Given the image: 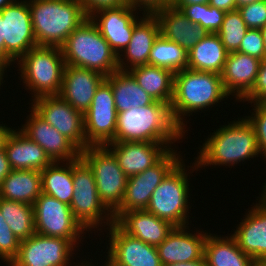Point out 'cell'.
I'll return each instance as SVG.
<instances>
[{
    "label": "cell",
    "mask_w": 266,
    "mask_h": 266,
    "mask_svg": "<svg viewBox=\"0 0 266 266\" xmlns=\"http://www.w3.org/2000/svg\"><path fill=\"white\" fill-rule=\"evenodd\" d=\"M237 119L238 121L233 120L228 122V125L220 126L210 134L211 136L208 135L203 146L199 148L195 163L187 166L192 167V172L202 167L205 169V166L209 165L235 166L241 161L243 163L245 160L259 157L260 151L253 126L246 117Z\"/></svg>",
    "instance_id": "cell-1"
},
{
    "label": "cell",
    "mask_w": 266,
    "mask_h": 266,
    "mask_svg": "<svg viewBox=\"0 0 266 266\" xmlns=\"http://www.w3.org/2000/svg\"><path fill=\"white\" fill-rule=\"evenodd\" d=\"M63 163L64 166L61 162H53L40 171L42 193L70 205L74 193L73 160Z\"/></svg>",
    "instance_id": "cell-33"
},
{
    "label": "cell",
    "mask_w": 266,
    "mask_h": 266,
    "mask_svg": "<svg viewBox=\"0 0 266 266\" xmlns=\"http://www.w3.org/2000/svg\"><path fill=\"white\" fill-rule=\"evenodd\" d=\"M105 262V264H103L102 266H115L110 260H108L107 258H106V260H104ZM85 261H82V263H81V265H80V263H77L78 265H74V266H95V265H93V264H91L90 262H88V261H86V263H84ZM84 263V264H83Z\"/></svg>",
    "instance_id": "cell-50"
},
{
    "label": "cell",
    "mask_w": 266,
    "mask_h": 266,
    "mask_svg": "<svg viewBox=\"0 0 266 266\" xmlns=\"http://www.w3.org/2000/svg\"><path fill=\"white\" fill-rule=\"evenodd\" d=\"M25 124L18 129L39 144L53 162H70L80 159L81 150L67 137L41 118L32 108Z\"/></svg>",
    "instance_id": "cell-18"
},
{
    "label": "cell",
    "mask_w": 266,
    "mask_h": 266,
    "mask_svg": "<svg viewBox=\"0 0 266 266\" xmlns=\"http://www.w3.org/2000/svg\"><path fill=\"white\" fill-rule=\"evenodd\" d=\"M138 10L141 11L130 4H125L119 7L101 8L89 15L117 56L123 54V50L131 40L135 24L142 18L136 16Z\"/></svg>",
    "instance_id": "cell-16"
},
{
    "label": "cell",
    "mask_w": 266,
    "mask_h": 266,
    "mask_svg": "<svg viewBox=\"0 0 266 266\" xmlns=\"http://www.w3.org/2000/svg\"><path fill=\"white\" fill-rule=\"evenodd\" d=\"M209 5L229 12L236 9V0H210Z\"/></svg>",
    "instance_id": "cell-46"
},
{
    "label": "cell",
    "mask_w": 266,
    "mask_h": 266,
    "mask_svg": "<svg viewBox=\"0 0 266 266\" xmlns=\"http://www.w3.org/2000/svg\"><path fill=\"white\" fill-rule=\"evenodd\" d=\"M187 56L188 53L180 45L160 34L153 44L148 64L164 67L176 73L187 68Z\"/></svg>",
    "instance_id": "cell-35"
},
{
    "label": "cell",
    "mask_w": 266,
    "mask_h": 266,
    "mask_svg": "<svg viewBox=\"0 0 266 266\" xmlns=\"http://www.w3.org/2000/svg\"><path fill=\"white\" fill-rule=\"evenodd\" d=\"M15 0H0V10L11 4Z\"/></svg>",
    "instance_id": "cell-54"
},
{
    "label": "cell",
    "mask_w": 266,
    "mask_h": 266,
    "mask_svg": "<svg viewBox=\"0 0 266 266\" xmlns=\"http://www.w3.org/2000/svg\"><path fill=\"white\" fill-rule=\"evenodd\" d=\"M248 28L260 29L266 24V0L237 8Z\"/></svg>",
    "instance_id": "cell-40"
},
{
    "label": "cell",
    "mask_w": 266,
    "mask_h": 266,
    "mask_svg": "<svg viewBox=\"0 0 266 266\" xmlns=\"http://www.w3.org/2000/svg\"><path fill=\"white\" fill-rule=\"evenodd\" d=\"M154 14L159 21L160 34L180 45L187 53L209 34L206 29L191 22L180 9L172 5L158 9Z\"/></svg>",
    "instance_id": "cell-24"
},
{
    "label": "cell",
    "mask_w": 266,
    "mask_h": 266,
    "mask_svg": "<svg viewBox=\"0 0 266 266\" xmlns=\"http://www.w3.org/2000/svg\"><path fill=\"white\" fill-rule=\"evenodd\" d=\"M258 1H261V0H236V9L241 7V6L251 4L254 2H258Z\"/></svg>",
    "instance_id": "cell-52"
},
{
    "label": "cell",
    "mask_w": 266,
    "mask_h": 266,
    "mask_svg": "<svg viewBox=\"0 0 266 266\" xmlns=\"http://www.w3.org/2000/svg\"><path fill=\"white\" fill-rule=\"evenodd\" d=\"M33 209L35 233L65 238L79 249L81 235H86V230L74 218L70 205L41 193L34 202Z\"/></svg>",
    "instance_id": "cell-11"
},
{
    "label": "cell",
    "mask_w": 266,
    "mask_h": 266,
    "mask_svg": "<svg viewBox=\"0 0 266 266\" xmlns=\"http://www.w3.org/2000/svg\"><path fill=\"white\" fill-rule=\"evenodd\" d=\"M0 211L18 240L35 234L33 205L0 198Z\"/></svg>",
    "instance_id": "cell-34"
},
{
    "label": "cell",
    "mask_w": 266,
    "mask_h": 266,
    "mask_svg": "<svg viewBox=\"0 0 266 266\" xmlns=\"http://www.w3.org/2000/svg\"><path fill=\"white\" fill-rule=\"evenodd\" d=\"M227 55L217 33H209L188 52L187 68L221 75Z\"/></svg>",
    "instance_id": "cell-29"
},
{
    "label": "cell",
    "mask_w": 266,
    "mask_h": 266,
    "mask_svg": "<svg viewBox=\"0 0 266 266\" xmlns=\"http://www.w3.org/2000/svg\"><path fill=\"white\" fill-rule=\"evenodd\" d=\"M22 82L31 91V102L42 96L59 95L66 66L61 47L36 46L18 61Z\"/></svg>",
    "instance_id": "cell-6"
},
{
    "label": "cell",
    "mask_w": 266,
    "mask_h": 266,
    "mask_svg": "<svg viewBox=\"0 0 266 266\" xmlns=\"http://www.w3.org/2000/svg\"><path fill=\"white\" fill-rule=\"evenodd\" d=\"M37 42L27 0H15L0 10V61L7 67L16 63Z\"/></svg>",
    "instance_id": "cell-8"
},
{
    "label": "cell",
    "mask_w": 266,
    "mask_h": 266,
    "mask_svg": "<svg viewBox=\"0 0 266 266\" xmlns=\"http://www.w3.org/2000/svg\"><path fill=\"white\" fill-rule=\"evenodd\" d=\"M241 101H247L250 104L256 102L266 103V58L260 63L259 71L252 89L238 102Z\"/></svg>",
    "instance_id": "cell-42"
},
{
    "label": "cell",
    "mask_w": 266,
    "mask_h": 266,
    "mask_svg": "<svg viewBox=\"0 0 266 266\" xmlns=\"http://www.w3.org/2000/svg\"><path fill=\"white\" fill-rule=\"evenodd\" d=\"M262 60L244 53H228L221 79L225 91L241 100L253 87Z\"/></svg>",
    "instance_id": "cell-25"
},
{
    "label": "cell",
    "mask_w": 266,
    "mask_h": 266,
    "mask_svg": "<svg viewBox=\"0 0 266 266\" xmlns=\"http://www.w3.org/2000/svg\"><path fill=\"white\" fill-rule=\"evenodd\" d=\"M174 143L148 141L110 142L105 145L127 177L139 174L156 164ZM171 147V148H170Z\"/></svg>",
    "instance_id": "cell-20"
},
{
    "label": "cell",
    "mask_w": 266,
    "mask_h": 266,
    "mask_svg": "<svg viewBox=\"0 0 266 266\" xmlns=\"http://www.w3.org/2000/svg\"><path fill=\"white\" fill-rule=\"evenodd\" d=\"M41 118L53 126L59 133L71 140L81 151L86 143L84 114L72 107L59 95L42 96L30 104Z\"/></svg>",
    "instance_id": "cell-15"
},
{
    "label": "cell",
    "mask_w": 266,
    "mask_h": 266,
    "mask_svg": "<svg viewBox=\"0 0 266 266\" xmlns=\"http://www.w3.org/2000/svg\"><path fill=\"white\" fill-rule=\"evenodd\" d=\"M7 68H10V67H7L4 63H2L0 61V87H1L2 83H4L3 79H4V74H5V71L7 70Z\"/></svg>",
    "instance_id": "cell-51"
},
{
    "label": "cell",
    "mask_w": 266,
    "mask_h": 266,
    "mask_svg": "<svg viewBox=\"0 0 266 266\" xmlns=\"http://www.w3.org/2000/svg\"><path fill=\"white\" fill-rule=\"evenodd\" d=\"M260 32L263 38V44H264V54L266 58V24L260 28Z\"/></svg>",
    "instance_id": "cell-53"
},
{
    "label": "cell",
    "mask_w": 266,
    "mask_h": 266,
    "mask_svg": "<svg viewBox=\"0 0 266 266\" xmlns=\"http://www.w3.org/2000/svg\"><path fill=\"white\" fill-rule=\"evenodd\" d=\"M237 52L256 57L260 60L265 59L264 44L260 29L249 28Z\"/></svg>",
    "instance_id": "cell-41"
},
{
    "label": "cell",
    "mask_w": 266,
    "mask_h": 266,
    "mask_svg": "<svg viewBox=\"0 0 266 266\" xmlns=\"http://www.w3.org/2000/svg\"><path fill=\"white\" fill-rule=\"evenodd\" d=\"M250 116H245L254 128L260 154L266 159V103L256 102L252 105Z\"/></svg>",
    "instance_id": "cell-38"
},
{
    "label": "cell",
    "mask_w": 266,
    "mask_h": 266,
    "mask_svg": "<svg viewBox=\"0 0 266 266\" xmlns=\"http://www.w3.org/2000/svg\"><path fill=\"white\" fill-rule=\"evenodd\" d=\"M84 8L86 14L89 16L96 10L101 8L119 7L129 4L128 0H78Z\"/></svg>",
    "instance_id": "cell-43"
},
{
    "label": "cell",
    "mask_w": 266,
    "mask_h": 266,
    "mask_svg": "<svg viewBox=\"0 0 266 266\" xmlns=\"http://www.w3.org/2000/svg\"><path fill=\"white\" fill-rule=\"evenodd\" d=\"M172 6L180 9L191 22L199 24L209 33L218 32L226 14L225 11L212 7L209 3Z\"/></svg>",
    "instance_id": "cell-36"
},
{
    "label": "cell",
    "mask_w": 266,
    "mask_h": 266,
    "mask_svg": "<svg viewBox=\"0 0 266 266\" xmlns=\"http://www.w3.org/2000/svg\"><path fill=\"white\" fill-rule=\"evenodd\" d=\"M73 184L70 208L74 218L88 233L99 226L109 227L113 214L100 201L93 172L81 158L73 160Z\"/></svg>",
    "instance_id": "cell-9"
},
{
    "label": "cell",
    "mask_w": 266,
    "mask_h": 266,
    "mask_svg": "<svg viewBox=\"0 0 266 266\" xmlns=\"http://www.w3.org/2000/svg\"><path fill=\"white\" fill-rule=\"evenodd\" d=\"M184 135L185 131L173 118L171 105L155 101L150 105L118 112L114 142L175 143Z\"/></svg>",
    "instance_id": "cell-2"
},
{
    "label": "cell",
    "mask_w": 266,
    "mask_h": 266,
    "mask_svg": "<svg viewBox=\"0 0 266 266\" xmlns=\"http://www.w3.org/2000/svg\"><path fill=\"white\" fill-rule=\"evenodd\" d=\"M125 233L152 245H160L175 227L146 210L123 212L114 221Z\"/></svg>",
    "instance_id": "cell-26"
},
{
    "label": "cell",
    "mask_w": 266,
    "mask_h": 266,
    "mask_svg": "<svg viewBox=\"0 0 266 266\" xmlns=\"http://www.w3.org/2000/svg\"><path fill=\"white\" fill-rule=\"evenodd\" d=\"M106 77L94 70L66 65L59 96L84 114L91 106L96 89Z\"/></svg>",
    "instance_id": "cell-21"
},
{
    "label": "cell",
    "mask_w": 266,
    "mask_h": 266,
    "mask_svg": "<svg viewBox=\"0 0 266 266\" xmlns=\"http://www.w3.org/2000/svg\"><path fill=\"white\" fill-rule=\"evenodd\" d=\"M3 122L0 124V150L5 149L6 141L14 128L7 127V125H4Z\"/></svg>",
    "instance_id": "cell-47"
},
{
    "label": "cell",
    "mask_w": 266,
    "mask_h": 266,
    "mask_svg": "<svg viewBox=\"0 0 266 266\" xmlns=\"http://www.w3.org/2000/svg\"><path fill=\"white\" fill-rule=\"evenodd\" d=\"M104 229L110 235L107 259L115 266H163L156 246L125 233L115 222Z\"/></svg>",
    "instance_id": "cell-17"
},
{
    "label": "cell",
    "mask_w": 266,
    "mask_h": 266,
    "mask_svg": "<svg viewBox=\"0 0 266 266\" xmlns=\"http://www.w3.org/2000/svg\"><path fill=\"white\" fill-rule=\"evenodd\" d=\"M20 240L13 234L0 211V259L10 264L17 256Z\"/></svg>",
    "instance_id": "cell-39"
},
{
    "label": "cell",
    "mask_w": 266,
    "mask_h": 266,
    "mask_svg": "<svg viewBox=\"0 0 266 266\" xmlns=\"http://www.w3.org/2000/svg\"><path fill=\"white\" fill-rule=\"evenodd\" d=\"M61 50L66 65L94 70L105 77L119 70L118 56L90 18L68 36Z\"/></svg>",
    "instance_id": "cell-5"
},
{
    "label": "cell",
    "mask_w": 266,
    "mask_h": 266,
    "mask_svg": "<svg viewBox=\"0 0 266 266\" xmlns=\"http://www.w3.org/2000/svg\"><path fill=\"white\" fill-rule=\"evenodd\" d=\"M142 14L143 17L134 26L128 46L123 50L124 54L118 56L120 71L128 72L135 67L148 64L153 44L160 35V25L155 14Z\"/></svg>",
    "instance_id": "cell-22"
},
{
    "label": "cell",
    "mask_w": 266,
    "mask_h": 266,
    "mask_svg": "<svg viewBox=\"0 0 266 266\" xmlns=\"http://www.w3.org/2000/svg\"><path fill=\"white\" fill-rule=\"evenodd\" d=\"M74 248L65 238L35 233L20 241L18 254L8 266H71Z\"/></svg>",
    "instance_id": "cell-14"
},
{
    "label": "cell",
    "mask_w": 266,
    "mask_h": 266,
    "mask_svg": "<svg viewBox=\"0 0 266 266\" xmlns=\"http://www.w3.org/2000/svg\"><path fill=\"white\" fill-rule=\"evenodd\" d=\"M262 193H266V183H265V185L263 187Z\"/></svg>",
    "instance_id": "cell-56"
},
{
    "label": "cell",
    "mask_w": 266,
    "mask_h": 266,
    "mask_svg": "<svg viewBox=\"0 0 266 266\" xmlns=\"http://www.w3.org/2000/svg\"><path fill=\"white\" fill-rule=\"evenodd\" d=\"M210 0H171L170 5H190L209 3Z\"/></svg>",
    "instance_id": "cell-49"
},
{
    "label": "cell",
    "mask_w": 266,
    "mask_h": 266,
    "mask_svg": "<svg viewBox=\"0 0 266 266\" xmlns=\"http://www.w3.org/2000/svg\"><path fill=\"white\" fill-rule=\"evenodd\" d=\"M134 8L141 9L145 13H154L158 9L171 4V0H128ZM140 7V8H139Z\"/></svg>",
    "instance_id": "cell-44"
},
{
    "label": "cell",
    "mask_w": 266,
    "mask_h": 266,
    "mask_svg": "<svg viewBox=\"0 0 266 266\" xmlns=\"http://www.w3.org/2000/svg\"><path fill=\"white\" fill-rule=\"evenodd\" d=\"M248 29L240 12L235 9L226 12L217 35L228 53L237 52Z\"/></svg>",
    "instance_id": "cell-37"
},
{
    "label": "cell",
    "mask_w": 266,
    "mask_h": 266,
    "mask_svg": "<svg viewBox=\"0 0 266 266\" xmlns=\"http://www.w3.org/2000/svg\"><path fill=\"white\" fill-rule=\"evenodd\" d=\"M4 150L12 170L42 171L53 163L44 149L19 129L12 131Z\"/></svg>",
    "instance_id": "cell-27"
},
{
    "label": "cell",
    "mask_w": 266,
    "mask_h": 266,
    "mask_svg": "<svg viewBox=\"0 0 266 266\" xmlns=\"http://www.w3.org/2000/svg\"><path fill=\"white\" fill-rule=\"evenodd\" d=\"M164 266H208V265L203 255L200 259H197L194 261H188V262H182V263H169Z\"/></svg>",
    "instance_id": "cell-48"
},
{
    "label": "cell",
    "mask_w": 266,
    "mask_h": 266,
    "mask_svg": "<svg viewBox=\"0 0 266 266\" xmlns=\"http://www.w3.org/2000/svg\"><path fill=\"white\" fill-rule=\"evenodd\" d=\"M256 266H266V262L257 263Z\"/></svg>",
    "instance_id": "cell-55"
},
{
    "label": "cell",
    "mask_w": 266,
    "mask_h": 266,
    "mask_svg": "<svg viewBox=\"0 0 266 266\" xmlns=\"http://www.w3.org/2000/svg\"><path fill=\"white\" fill-rule=\"evenodd\" d=\"M181 160L153 191L146 211L175 227L189 225V173ZM189 195V196H188Z\"/></svg>",
    "instance_id": "cell-7"
},
{
    "label": "cell",
    "mask_w": 266,
    "mask_h": 266,
    "mask_svg": "<svg viewBox=\"0 0 266 266\" xmlns=\"http://www.w3.org/2000/svg\"><path fill=\"white\" fill-rule=\"evenodd\" d=\"M207 235V231L196 230V233H192L189 226L174 227L166 239L157 246L162 265L200 259L204 255Z\"/></svg>",
    "instance_id": "cell-23"
},
{
    "label": "cell",
    "mask_w": 266,
    "mask_h": 266,
    "mask_svg": "<svg viewBox=\"0 0 266 266\" xmlns=\"http://www.w3.org/2000/svg\"><path fill=\"white\" fill-rule=\"evenodd\" d=\"M118 112L110 83L105 79L96 89L91 106L84 113L86 143L104 146L114 142Z\"/></svg>",
    "instance_id": "cell-13"
},
{
    "label": "cell",
    "mask_w": 266,
    "mask_h": 266,
    "mask_svg": "<svg viewBox=\"0 0 266 266\" xmlns=\"http://www.w3.org/2000/svg\"><path fill=\"white\" fill-rule=\"evenodd\" d=\"M106 80L111 85L117 112H123L132 107H143L155 102V100L139 86L129 72L118 70L106 76Z\"/></svg>",
    "instance_id": "cell-32"
},
{
    "label": "cell",
    "mask_w": 266,
    "mask_h": 266,
    "mask_svg": "<svg viewBox=\"0 0 266 266\" xmlns=\"http://www.w3.org/2000/svg\"><path fill=\"white\" fill-rule=\"evenodd\" d=\"M80 158L93 172L100 201L113 213L121 205L128 178L115 155L105 145L88 146Z\"/></svg>",
    "instance_id": "cell-10"
},
{
    "label": "cell",
    "mask_w": 266,
    "mask_h": 266,
    "mask_svg": "<svg viewBox=\"0 0 266 266\" xmlns=\"http://www.w3.org/2000/svg\"><path fill=\"white\" fill-rule=\"evenodd\" d=\"M260 196L231 234L239 249L256 263L266 262V193Z\"/></svg>",
    "instance_id": "cell-19"
},
{
    "label": "cell",
    "mask_w": 266,
    "mask_h": 266,
    "mask_svg": "<svg viewBox=\"0 0 266 266\" xmlns=\"http://www.w3.org/2000/svg\"><path fill=\"white\" fill-rule=\"evenodd\" d=\"M37 45L61 47L89 18L78 0H27Z\"/></svg>",
    "instance_id": "cell-4"
},
{
    "label": "cell",
    "mask_w": 266,
    "mask_h": 266,
    "mask_svg": "<svg viewBox=\"0 0 266 266\" xmlns=\"http://www.w3.org/2000/svg\"><path fill=\"white\" fill-rule=\"evenodd\" d=\"M181 160L180 151L170 149L156 164L128 177L121 205L112 213L114 221L123 212L146 210L153 191Z\"/></svg>",
    "instance_id": "cell-12"
},
{
    "label": "cell",
    "mask_w": 266,
    "mask_h": 266,
    "mask_svg": "<svg viewBox=\"0 0 266 266\" xmlns=\"http://www.w3.org/2000/svg\"><path fill=\"white\" fill-rule=\"evenodd\" d=\"M12 171L5 150H0V186L3 179Z\"/></svg>",
    "instance_id": "cell-45"
},
{
    "label": "cell",
    "mask_w": 266,
    "mask_h": 266,
    "mask_svg": "<svg viewBox=\"0 0 266 266\" xmlns=\"http://www.w3.org/2000/svg\"><path fill=\"white\" fill-rule=\"evenodd\" d=\"M208 233L204 244V257L208 266H256V262L239 249L231 235Z\"/></svg>",
    "instance_id": "cell-28"
},
{
    "label": "cell",
    "mask_w": 266,
    "mask_h": 266,
    "mask_svg": "<svg viewBox=\"0 0 266 266\" xmlns=\"http://www.w3.org/2000/svg\"><path fill=\"white\" fill-rule=\"evenodd\" d=\"M228 96L230 97L224 89L220 74L189 68L179 70L174 76V92L170 104L173 118L187 132L185 116L190 117L199 110L207 111L205 109L218 106L217 103L227 100Z\"/></svg>",
    "instance_id": "cell-3"
},
{
    "label": "cell",
    "mask_w": 266,
    "mask_h": 266,
    "mask_svg": "<svg viewBox=\"0 0 266 266\" xmlns=\"http://www.w3.org/2000/svg\"><path fill=\"white\" fill-rule=\"evenodd\" d=\"M128 72L155 101L171 104L175 76L173 71L164 67L146 64L135 67Z\"/></svg>",
    "instance_id": "cell-30"
},
{
    "label": "cell",
    "mask_w": 266,
    "mask_h": 266,
    "mask_svg": "<svg viewBox=\"0 0 266 266\" xmlns=\"http://www.w3.org/2000/svg\"><path fill=\"white\" fill-rule=\"evenodd\" d=\"M41 193V174L37 170H12L0 186V198L28 205H33Z\"/></svg>",
    "instance_id": "cell-31"
}]
</instances>
